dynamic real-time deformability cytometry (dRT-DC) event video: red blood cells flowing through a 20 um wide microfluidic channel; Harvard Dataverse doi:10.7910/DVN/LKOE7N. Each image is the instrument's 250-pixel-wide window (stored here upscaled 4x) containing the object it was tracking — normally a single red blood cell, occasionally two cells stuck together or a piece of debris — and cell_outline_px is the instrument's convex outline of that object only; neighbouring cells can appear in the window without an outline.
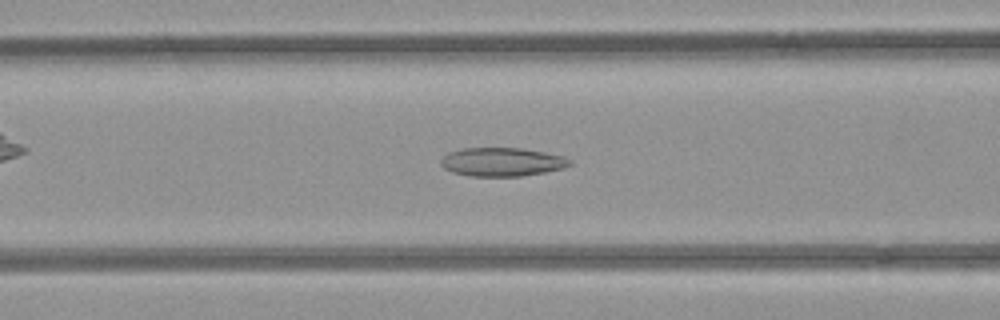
{"species": "common noctule bat (a hibernating species)", "species_latin": "Nyctalus noctula", "temperature_condition": "room temperature", "stored_images_in_passage": 52, "camera_frame_rate_fps": 3000, "um_per_image_px": 0.085, "animal": {"sex": "female", "body_mass_g": 21.9}, "frame": {"image": 1, "passage_image": 21, "time_ms": 6.667, "image_size_px": [1000, 320], "cell_outline_px": [[572, 164], [564, 168], [544, 172], [520, 176], [468, 176], [452, 172], [444, 168], [440, 164], [440, 160], [448, 152], [464, 148], [520, 148], [544, 152], [564, 156], [572, 160]], "centroid_in_image_um": [42.67, 13.76], "position_along_channel_um": 123.9, "area_um2": 21.56}}
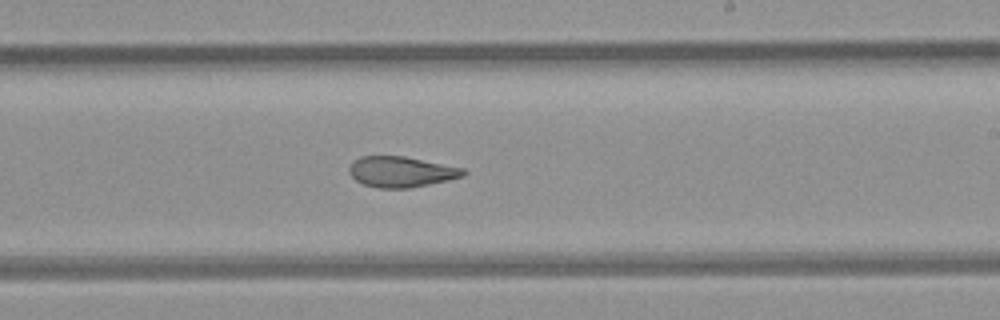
{"frame": {"image": 2, "passage_image": 31, "time_ms": 10.0, "image_size_px": [1000, 320], "cell_outline_px": [[468, 172], [464, 176], [428, 184], [408, 188], [376, 188], [364, 184], [356, 180], [348, 172], [348, 168], [352, 160], [360, 156], [404, 156], [464, 168]], "centroid_in_image_um": [34.07, 14.59], "position_along_channel_um": 254.9, "area_um2": 20.4}}
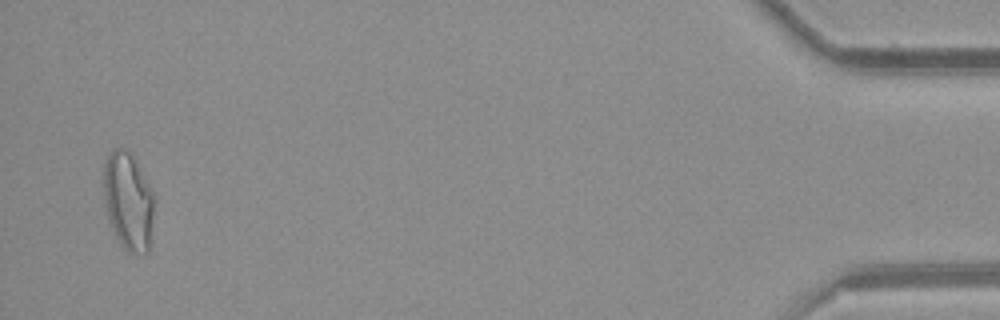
{"frame": {"image": 3, "passage_image": 51, "time_ms": 16.667, "image_size_px": [1000, 320], "cell_outline_px": [[156, 192], [148, 252], [128, 252], [120, 244], [108, 220], [104, 196], [104, 164], [108, 156], [116, 148], [124, 148], [136, 160]], "centroid_in_image_um": [10.94, 17.07], "position_along_channel_um": 424.3, "area_um2": 28.96}, "authors_computed_cell_mechanics": {"area_um2": 23.7847, "velocity_mm_per_s": 3.9249, "shape_relaxation_time_tau1_ms": null, "shape_relaxation_time_tau2_ms": 2.1053, "deformation_change_tau1": null, "deformation_change_tau2": 0.0952}}